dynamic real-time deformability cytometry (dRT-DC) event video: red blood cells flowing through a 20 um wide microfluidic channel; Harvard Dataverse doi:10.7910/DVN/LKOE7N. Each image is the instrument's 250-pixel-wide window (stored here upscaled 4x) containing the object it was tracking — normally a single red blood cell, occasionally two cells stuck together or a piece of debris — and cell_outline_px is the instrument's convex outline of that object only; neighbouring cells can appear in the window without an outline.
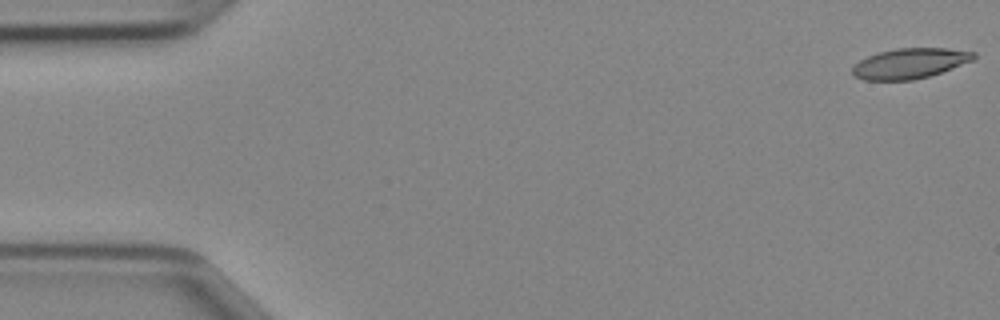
{"species": "Egyptian fruit bat (a non-hibernating species)", "species_latin": "Rousettus aegyptiacus", "temperature_condition": "cold", "stored_images_in_passage": 47, "camera_frame_rate_fps": 3000, "um_per_image_px": 0.085, "animal": {"sex": "female"}, "frame": {"image": 1, "passage_image": 1, "time_ms": 0.0, "image_size_px": [1000, 320], "cell_outline_px": [[976, 56], [972, 60], [952, 68], [928, 76], [912, 80], [864, 80], [852, 76], [852, 68], [860, 60], [868, 56], [880, 52], [896, 48], [948, 48], [976, 52]], "centroid_in_image_um": [77.32, 5.38], "position_along_channel_um": 7.7, "area_um2": 21.27}}
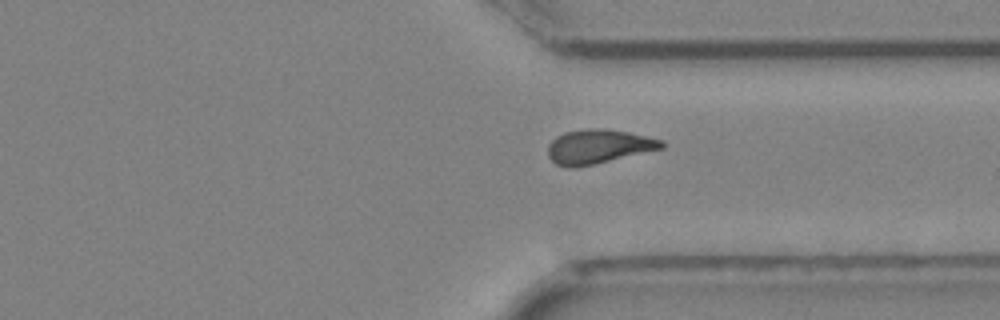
{"frame": {"image": 2, "passage_image": 35, "time_ms": 11.333, "image_size_px": [1000, 320], "cell_outline_px": [[664, 148], [576, 168], [568, 168], [556, 164], [548, 156], [548, 144], [556, 136], [564, 132], [588, 128], [604, 128], [628, 132], [664, 140]], "centroid_in_image_um": [50.85, 12.45], "position_along_channel_um": 360.6, "area_um2": 22.72}}
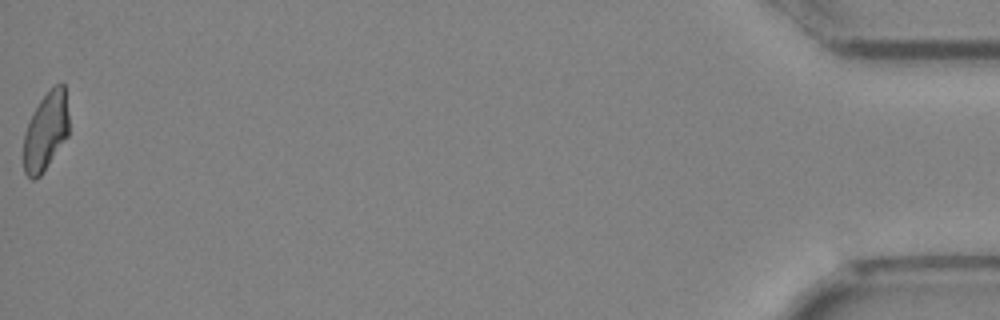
{"frame": {"image": 3, "passage_image": 47, "time_ms": 15.333, "image_size_px": [1000, 320], "cell_outline_px": [[68, 136], [40, 176], [36, 180], [32, 180], [24, 172], [24, 132], [32, 112], [40, 100], [60, 80], [64, 84], [68, 116]], "centroid_in_image_um": [3.88, 11.16], "position_along_channel_um": 431.3, "area_um2": 20.63}}